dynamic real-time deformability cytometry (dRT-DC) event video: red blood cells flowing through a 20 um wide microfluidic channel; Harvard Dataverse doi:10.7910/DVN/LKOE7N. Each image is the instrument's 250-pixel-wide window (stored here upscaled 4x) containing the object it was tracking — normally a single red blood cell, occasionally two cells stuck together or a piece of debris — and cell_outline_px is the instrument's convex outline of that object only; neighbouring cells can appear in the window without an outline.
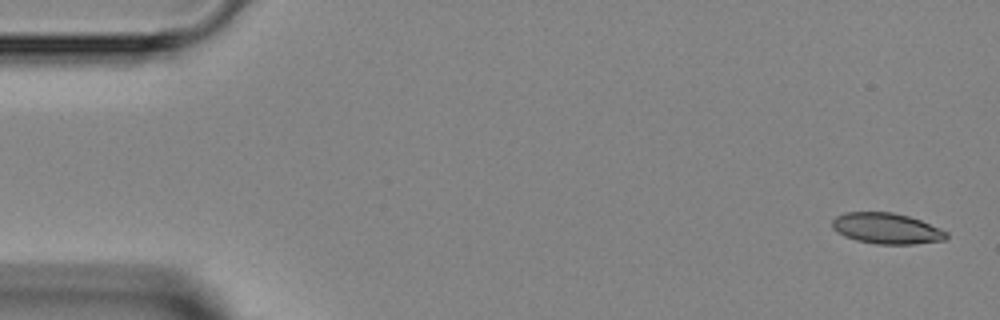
{"species": "Egyptian fruit bat (a non-hibernating species)", "species_latin": "Rousettus aegyptiacus", "temperature_condition": "room temperature", "stored_images_in_passage": 6, "camera_frame_rate_fps": 3000, "um_per_image_px": 0.085, "animal": {"sex": "female"}, "frame": {"image": 1, "passage_image": 1, "time_ms": 0.0, "image_size_px": [1000, 320], "cell_outline_px": [[948, 236], [944, 240], [916, 244], [876, 244], [856, 240], [844, 236], [836, 232], [832, 228], [832, 220], [836, 216], [844, 212], [892, 212], [908, 216], [920, 220], [940, 228], [948, 232]], "centroid_in_image_um": [75.34, 19.42], "position_along_channel_um": 9.7, "area_um2": 20.63}}